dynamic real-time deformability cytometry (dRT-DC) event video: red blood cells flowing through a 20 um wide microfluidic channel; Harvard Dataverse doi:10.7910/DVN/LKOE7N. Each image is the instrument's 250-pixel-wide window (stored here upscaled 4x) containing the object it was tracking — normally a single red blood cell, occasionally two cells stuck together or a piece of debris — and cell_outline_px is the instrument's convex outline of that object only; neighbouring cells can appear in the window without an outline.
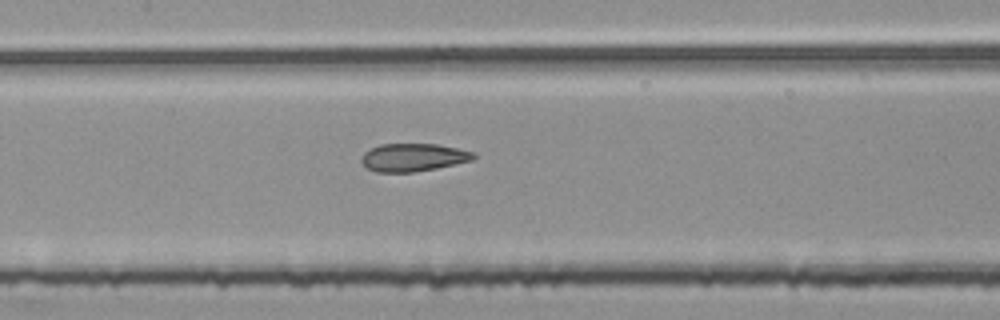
{"species": "common noctule bat (a hibernating species)", "species_latin": "Nyctalus noctula", "temperature_condition": "room temperature", "stored_images_in_passage": 42, "segment_of_instrument_passage": [2, 2], "camera_frame_rate_fps": 3000, "um_per_image_px": 0.085, "animal": {"sex": "female", "body_mass_g": 25.1}, "frame": {"image": 1, "passage_image": 14, "time_ms": 4.333, "image_size_px": [1000, 320], "cell_outline_px": [[476, 156], [472, 160], [436, 168], [412, 172], [376, 172], [368, 168], [360, 160], [364, 152], [380, 144], [436, 144], [476, 152]], "centroid_in_image_um": [35.13, 13.37], "position_along_channel_um": 172.3, "area_um2": 18.09}}
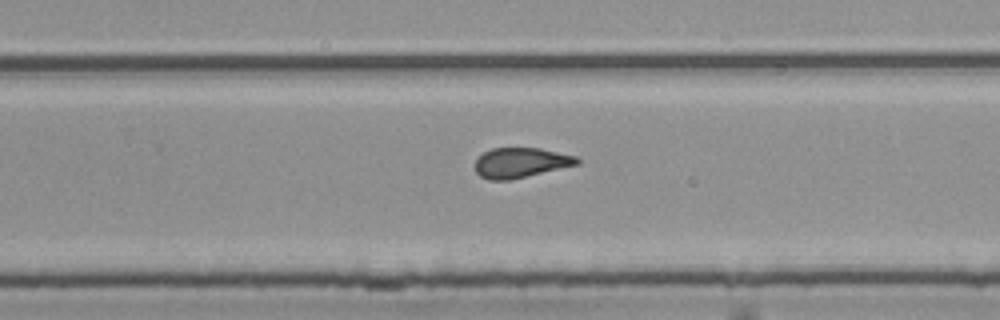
{"frame": {"image": 2, "passage_image": 23, "time_ms": 7.333, "image_size_px": [1000, 320], "cell_outline_px": [[580, 164], [512, 180], [488, 180], [480, 176], [476, 172], [476, 160], [484, 152], [492, 148], [540, 148], [576, 156], [580, 160]], "centroid_in_image_um": [44.28, 13.84], "position_along_channel_um": 285.5, "area_um2": 17.92}}
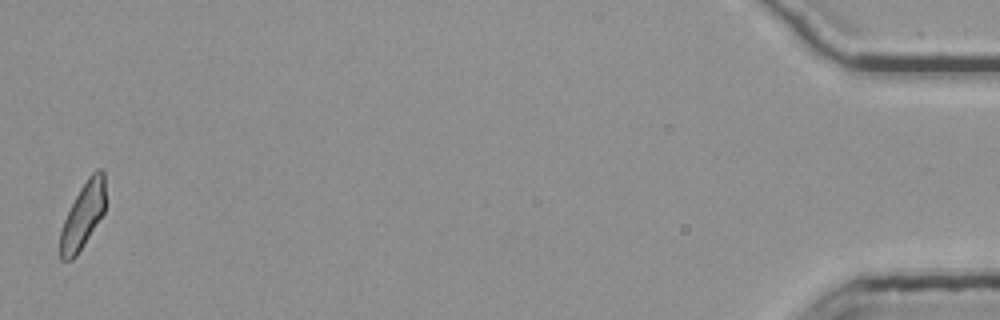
{"frame": {"image": 3, "passage_image": 42, "time_ms": 13.667, "image_size_px": [1000, 320], "cell_outline_px": [[104, 212], [84, 244], [76, 256], [72, 260], [60, 260], [60, 232], [64, 220], [80, 188], [88, 176], [96, 168], [100, 168], [104, 172]], "centroid_in_image_um": [7.04, 18.32], "position_along_channel_um": 428.2, "area_um2": 17.05}}